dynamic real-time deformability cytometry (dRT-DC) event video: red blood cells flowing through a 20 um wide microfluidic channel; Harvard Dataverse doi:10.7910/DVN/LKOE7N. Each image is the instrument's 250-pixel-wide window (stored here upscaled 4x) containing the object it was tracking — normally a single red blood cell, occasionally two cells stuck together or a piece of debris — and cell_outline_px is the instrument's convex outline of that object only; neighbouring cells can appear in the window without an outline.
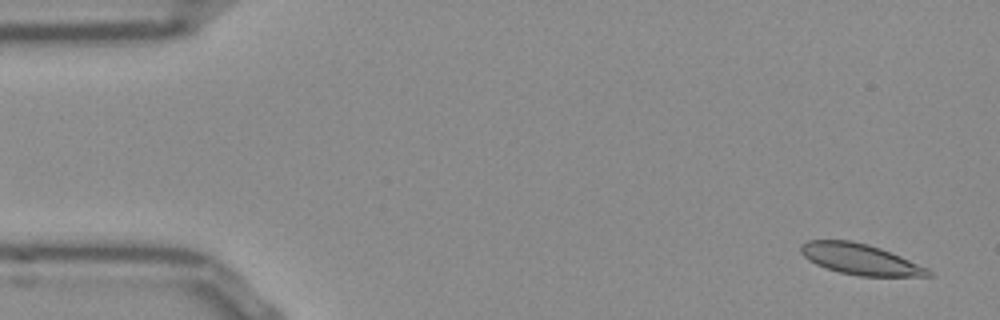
{"species": "Egyptian fruit bat (a non-hibernating species)", "species_latin": "Rousettus aegyptiacus", "temperature_condition": "room temperature", "stored_images_in_passage": 12, "camera_frame_rate_fps": 3000, "um_per_image_px": 0.085, "frame": {"image": 1, "passage_image": 3, "time_ms": 0.667, "image_size_px": [1000, 320], "cell_outline_px": [[932, 276], [860, 276], [840, 272], [816, 264], [808, 260], [800, 252], [800, 244], [808, 240], [852, 240], [868, 244], [880, 248], [900, 256], [928, 268], [932, 272]], "centroid_in_image_um": [73.1, 22.02], "position_along_channel_um": 11.9, "area_um2": 22.77}}